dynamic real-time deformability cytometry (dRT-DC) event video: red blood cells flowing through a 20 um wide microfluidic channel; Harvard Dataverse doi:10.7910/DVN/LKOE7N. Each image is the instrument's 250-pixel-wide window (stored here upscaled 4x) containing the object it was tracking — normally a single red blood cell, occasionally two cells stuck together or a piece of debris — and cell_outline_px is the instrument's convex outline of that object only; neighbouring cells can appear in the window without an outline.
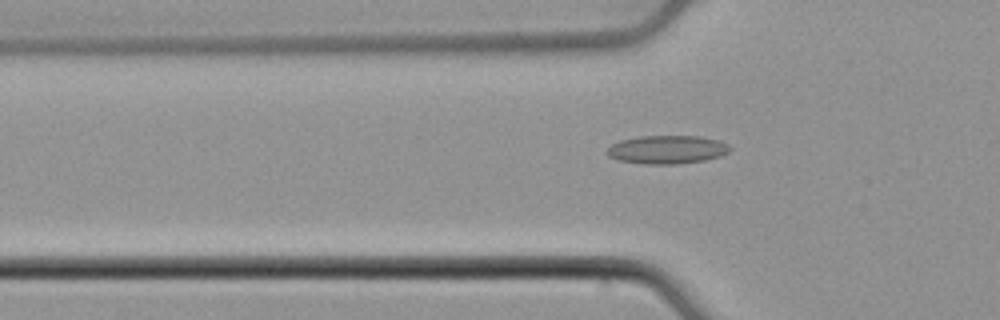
{"species": "common noctule bat (a hibernating species)", "species_latin": "Nyctalus noctula", "temperature_condition": "cold", "stored_images_in_passage": 54, "camera_frame_rate_fps": 3000, "um_per_image_px": 0.085, "animal": {"sex": "male", "body_mass_g": 21.5, "forearm_length_mm": 52.0}, "frame": {"image": 1, "passage_image": 18, "time_ms": 5.667, "image_size_px": [1000, 320], "cell_outline_px": [[732, 148], [728, 152], [720, 156], [704, 160], [676, 164], [644, 164], [616, 160], [608, 156], [604, 152], [612, 144], [620, 140], [640, 136], [700, 136], [716, 140], [728, 144]], "centroid_in_image_um": [56.66, 12.72], "position_along_channel_um": 69.1, "area_um2": 20.4}}
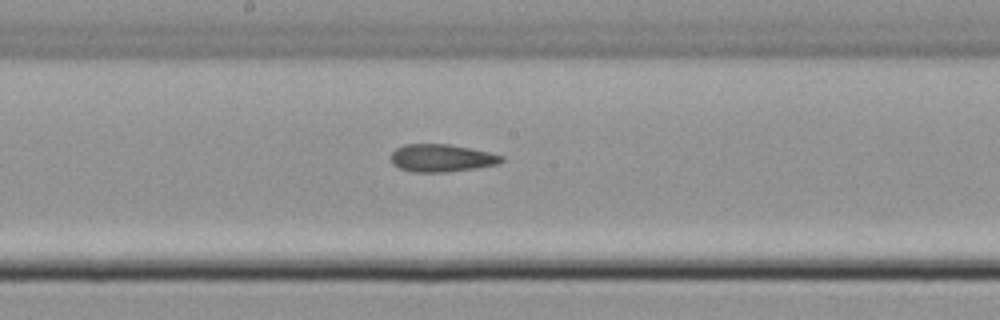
{"frame": {"image": 2, "passage_image": 29, "time_ms": 9.333, "image_size_px": [1000, 320], "cell_outline_px": [[504, 160], [500, 164], [476, 168], [448, 172], [412, 172], [400, 168], [392, 164], [388, 156], [396, 148], [404, 144], [448, 144], [488, 152], [504, 156]], "centroid_in_image_um": [37.5, 13.44], "position_along_channel_um": 210.7, "area_um2": 17.98}}
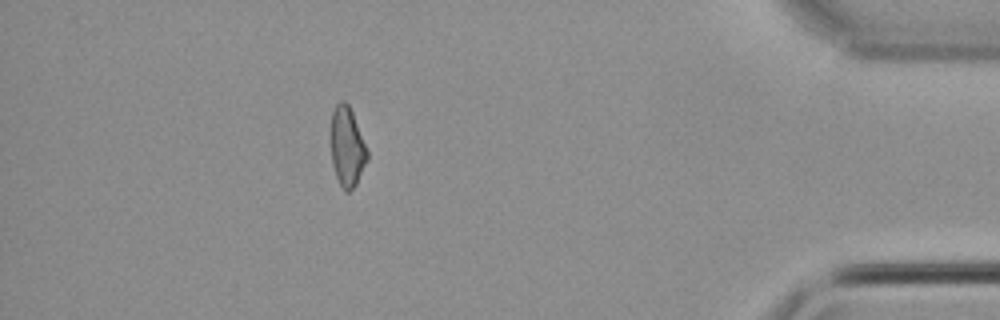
{"frame": {"image": 3, "passage_image": 48, "time_ms": 15.667, "image_size_px": [1000, 320], "cell_outline_px": [[368, 160], [356, 184], [348, 192], [344, 192], [336, 176], [332, 164], [332, 112], [336, 104], [340, 100], [344, 100], [348, 104], [352, 112], [368, 152]], "centroid_in_image_um": [29.51, 12.49], "position_along_channel_um": 405.7, "area_um2": 16.59}}